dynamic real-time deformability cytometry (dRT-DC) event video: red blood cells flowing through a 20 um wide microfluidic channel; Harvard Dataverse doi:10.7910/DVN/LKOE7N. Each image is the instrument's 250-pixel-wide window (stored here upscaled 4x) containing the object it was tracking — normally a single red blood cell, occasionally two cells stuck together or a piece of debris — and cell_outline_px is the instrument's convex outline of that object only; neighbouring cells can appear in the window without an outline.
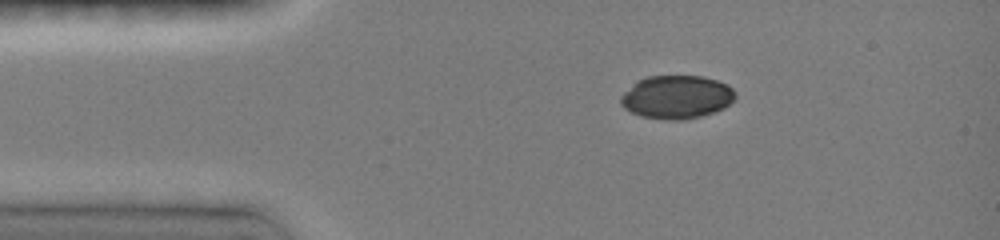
{"species": "common noctule bat (a hibernating species)", "species_latin": "Nyctalus noctula", "temperature_condition": "room temperature", "stored_images_in_passage": 9, "camera_frame_rate_fps": 3000, "um_per_image_px": 0.085, "animal": {"sex": "female", "body_mass_g": 19.0, "forearm_length_mm": 51.5}, "frame": {"image": 1, "passage_image": 1, "time_ms": 0.0, "image_size_px": [1000, 240], "cell_outline_px": [[736, 96], [724, 108], [700, 116], [680, 120], [672, 120], [644, 116], [632, 112], [624, 108], [620, 104], [620, 96], [636, 80], [648, 76], [704, 76], [728, 84], [736, 92]], "centroid_in_image_um": [57.51, 8.23], "position_along_channel_um": 27.5, "area_um2": 28.78}}
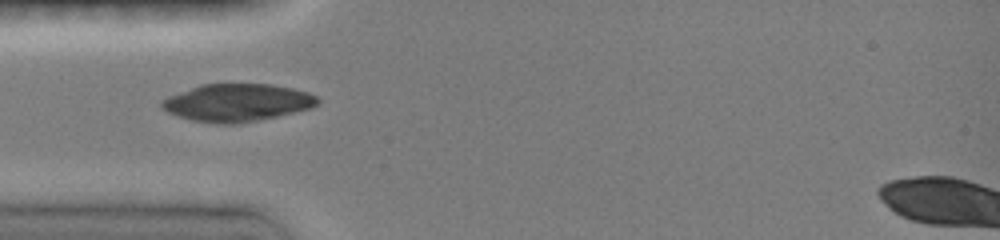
{"frame": {"image": 2, "passage_image": 6, "time_ms": 2.0, "image_size_px": [1000, 240], "cell_outline_px": [[320, 100], [316, 104], [308, 108], [276, 116], [240, 124], [216, 124], [192, 120], [168, 112], [160, 108], [160, 100], [168, 96], [200, 84], [272, 84], [292, 88], [308, 92], [316, 96]], "centroid_in_image_um": [20.1, 8.72], "position_along_channel_um": 64.9, "area_um2": 34.04}}
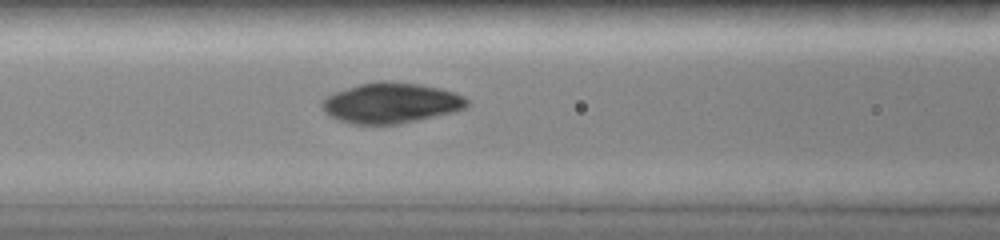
{"frame": {"image": 3, "passage_image": 9, "time_ms": 3.667, "image_size_px": [1000, 240], "cell_outline_px": [[468, 104], [464, 108], [456, 112], [400, 124], [352, 124], [340, 120], [324, 112], [320, 104], [328, 96], [336, 92], [360, 84], [380, 80], [388, 80], [420, 84], [440, 88], [464, 96], [468, 100]], "centroid_in_image_um": [33.27, 8.75], "position_along_channel_um": 133.3, "area_um2": 34.16}}